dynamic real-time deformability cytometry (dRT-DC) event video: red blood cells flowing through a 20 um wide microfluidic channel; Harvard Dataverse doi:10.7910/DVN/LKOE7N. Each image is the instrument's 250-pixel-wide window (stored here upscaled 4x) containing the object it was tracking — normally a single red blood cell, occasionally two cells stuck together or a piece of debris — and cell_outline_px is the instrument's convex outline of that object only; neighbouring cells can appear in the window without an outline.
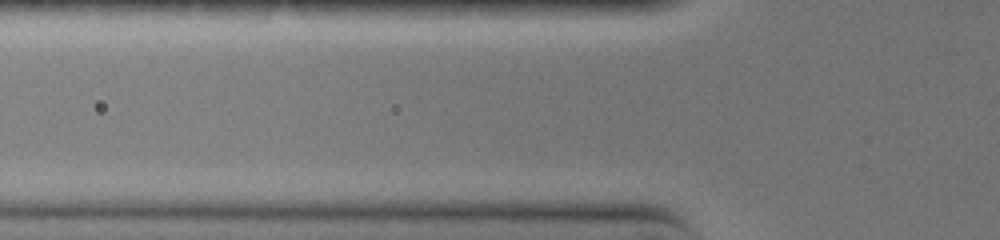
{"species": "common noctule bat (a hibernating species)", "species_latin": "Nyctalus noctula", "temperature_condition": "warm", "stored_images_in_passage": 2, "camera_frame_rate_fps": 3000, "um_per_image_px": 0.085, "animal": {"sex": "female", "body_mass_g": 19.0, "forearm_length_mm": 51.5}, "frame": {"image": 1, "passage_image": 2, "time_ms": 0.333, "image_size_px": [1000, 240], "cell_outline_px": [[648, 172], [484, 168], [472, 164], [476, 160], [520, 156], [608, 156], [648, 160]], "centroid_in_image_um": [48.18, 13.89], "position_along_channel_um": 77.6, "area_um2": 16.07}}